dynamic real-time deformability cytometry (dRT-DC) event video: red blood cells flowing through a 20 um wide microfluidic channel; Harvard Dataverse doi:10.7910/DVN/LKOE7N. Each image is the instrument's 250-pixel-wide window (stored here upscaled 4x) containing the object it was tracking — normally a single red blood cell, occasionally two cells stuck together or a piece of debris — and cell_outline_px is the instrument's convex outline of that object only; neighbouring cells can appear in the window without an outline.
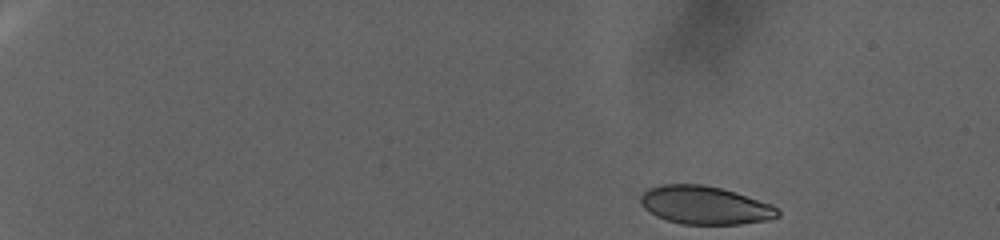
{"species": "human", "species_latin": "Homo sapiens", "temperature_condition": "warm", "stored_images_in_passage": 80, "camera_frame_rate_fps": 3000, "um_per_image_px": 0.085, "donor": {"sex": "female"}, "frame": {"image": 1, "passage_image": 1, "time_ms": 0.0, "image_size_px": [1000, 240], "cell_outline_px": [[780, 216], [768, 220], [740, 224], [680, 224], [656, 216], [644, 208], [640, 204], [640, 196], [648, 188], [664, 184], [700, 184], [720, 188], [736, 192], [772, 204], [780, 212]], "centroid_in_image_um": [59.92, 17.44], "position_along_channel_um": 25.1, "area_um2": 30.58}}
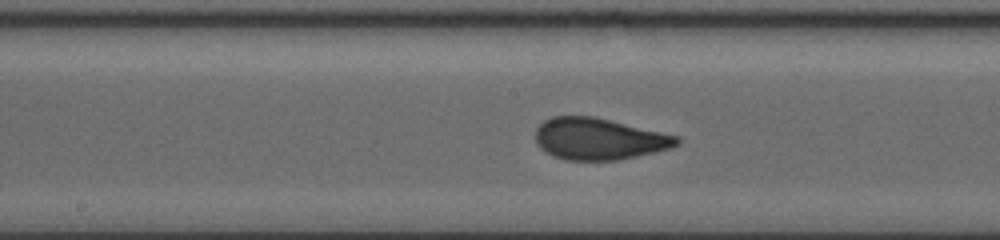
{"frame": {"image": 2, "passage_image": 43, "time_ms": 14.0, "image_size_px": [1000, 240], "cell_outline_px": [[680, 144], [672, 148], [636, 156], [616, 160], [564, 160], [552, 156], [544, 152], [540, 148], [536, 140], [536, 128], [544, 120], [552, 116], [592, 116], [680, 136]], "centroid_in_image_um": [50.9, 11.81], "position_along_channel_um": 197.3, "area_um2": 34.39}}
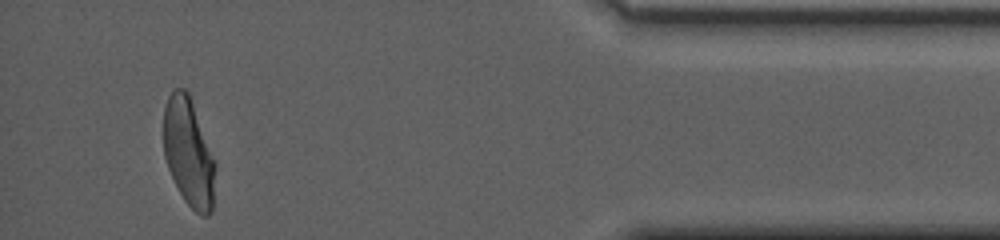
{"frame": {"image": 3, "passage_image": 76, "time_ms": 25.0, "image_size_px": [1000, 240], "cell_outline_px": [[216, 164], [212, 212], [208, 216], [200, 216], [184, 200], [168, 168], [164, 156], [164, 104], [172, 88], [184, 88], [188, 92], [192, 100]], "centroid_in_image_um": [16.03, 12.95], "position_along_channel_um": 419.2, "area_um2": 32.66}, "authors_computed_cell_mechanics": {"area_um2": 33.4084, "velocity_mm_per_s": 2.3881, "shape_relaxation_time_tau1_ms": 9.352, "shape_relaxation_time_tau2_ms": null, "deformation_change_tau1": 0.2223, "deformation_change_tau2": null}}